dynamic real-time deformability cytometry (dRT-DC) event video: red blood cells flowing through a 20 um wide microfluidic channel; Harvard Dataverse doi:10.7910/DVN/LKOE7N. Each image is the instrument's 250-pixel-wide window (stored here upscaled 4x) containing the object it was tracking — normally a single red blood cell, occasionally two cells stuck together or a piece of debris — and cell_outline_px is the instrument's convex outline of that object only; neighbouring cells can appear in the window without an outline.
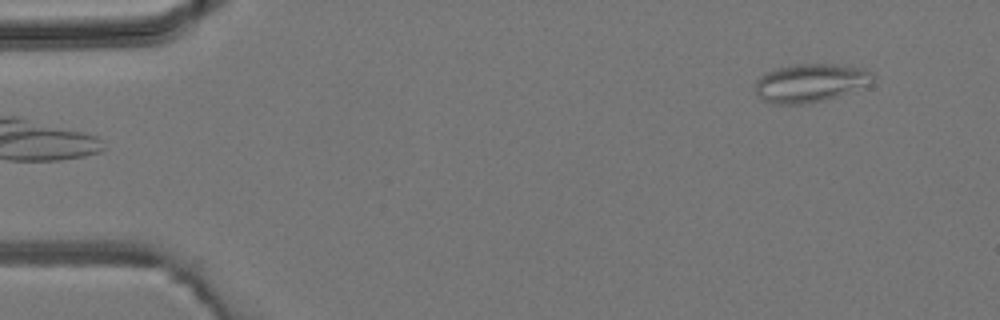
{"species": "common noctule bat (a hibernating species)", "species_latin": "Nyctalus noctula", "temperature_condition": "room temperature", "stored_images_in_passage": 4, "camera_frame_rate_fps": 3000, "um_per_image_px": 0.085, "animal": {"sex": "male", "body_mass_g": 19.2, "forearm_length_mm": 51.8}, "frame": {"image": 1, "passage_image": 1, "time_ms": 0.0, "image_size_px": [1000, 320], "cell_outline_px": [[876, 80], [872, 84], [824, 100], [804, 104], [772, 104], [760, 100], [756, 96], [756, 80], [764, 72], [776, 68], [792, 64], [844, 64], [864, 68], [872, 72], [876, 76]], "centroid_in_image_um": [68.89, 7.03], "position_along_channel_um": 16.1, "area_um2": 26.88}}